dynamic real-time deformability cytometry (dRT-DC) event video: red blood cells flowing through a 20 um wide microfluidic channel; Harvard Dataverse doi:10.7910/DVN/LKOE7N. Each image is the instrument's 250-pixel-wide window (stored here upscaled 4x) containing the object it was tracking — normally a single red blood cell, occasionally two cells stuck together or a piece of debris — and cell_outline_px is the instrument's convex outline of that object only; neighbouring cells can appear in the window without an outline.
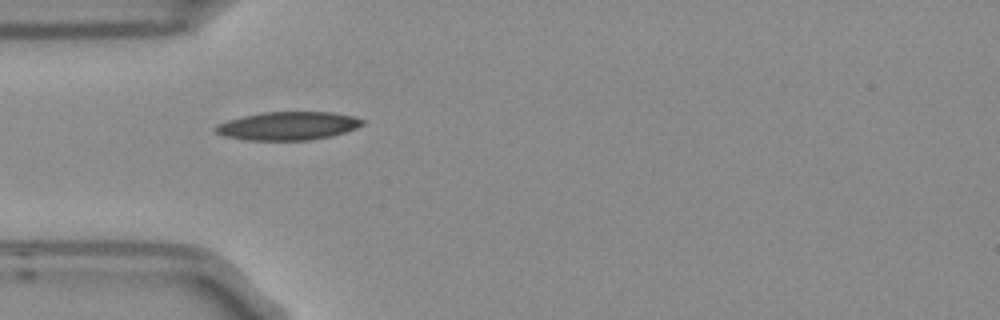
{"species": "Egyptian fruit bat (a non-hibernating species)", "species_latin": "Rousettus aegyptiacus", "temperature_condition": "room temperature", "stored_images_in_passage": 4, "camera_frame_rate_fps": 3000, "um_per_image_px": 0.085, "frame": {"image": 1, "passage_image": 3, "time_ms": 0.667, "image_size_px": [1000, 320], "cell_outline_px": [[364, 124], [356, 128], [332, 136], [308, 140], [248, 140], [224, 136], [216, 132], [212, 128], [216, 124], [228, 120], [260, 112], [332, 112], [352, 116], [364, 120]], "centroid_in_image_um": [24.46, 10.7], "position_along_channel_um": 60.5, "area_um2": 24.22}}